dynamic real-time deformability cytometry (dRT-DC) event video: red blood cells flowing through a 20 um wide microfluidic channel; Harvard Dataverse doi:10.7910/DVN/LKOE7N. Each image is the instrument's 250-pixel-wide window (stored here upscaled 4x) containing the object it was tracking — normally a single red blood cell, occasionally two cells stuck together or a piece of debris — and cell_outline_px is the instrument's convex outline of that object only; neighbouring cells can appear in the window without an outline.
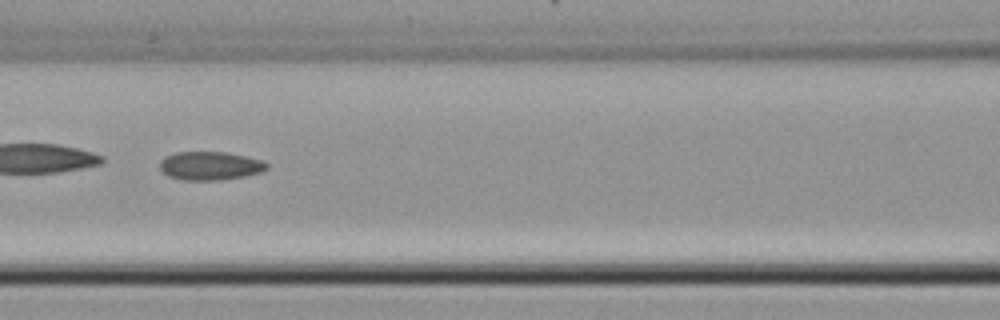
{"species": "common noctule bat (a hibernating species)", "species_latin": "Nyctalus noctula", "temperature_condition": "cold", "stored_images_in_passage": 37, "camera_frame_rate_fps": 3000, "um_per_image_px": 0.085, "animal": {"sex": "female", "body_mass_g": 22.7, "forearm_length_mm": 54.2}, "frame": {"image": 1, "passage_image": 11, "time_ms": 3.333, "image_size_px": [1000, 320], "cell_outline_px": [[264, 168], [252, 172], [232, 176], [180, 176], [168, 172], [164, 168], [164, 160], [172, 156], [196, 152], [204, 152], [232, 156], [252, 160], [264, 164]], "centroid_in_image_um": [17.83, 14.03], "position_along_channel_um": 148.8, "area_um2": 13.35}}